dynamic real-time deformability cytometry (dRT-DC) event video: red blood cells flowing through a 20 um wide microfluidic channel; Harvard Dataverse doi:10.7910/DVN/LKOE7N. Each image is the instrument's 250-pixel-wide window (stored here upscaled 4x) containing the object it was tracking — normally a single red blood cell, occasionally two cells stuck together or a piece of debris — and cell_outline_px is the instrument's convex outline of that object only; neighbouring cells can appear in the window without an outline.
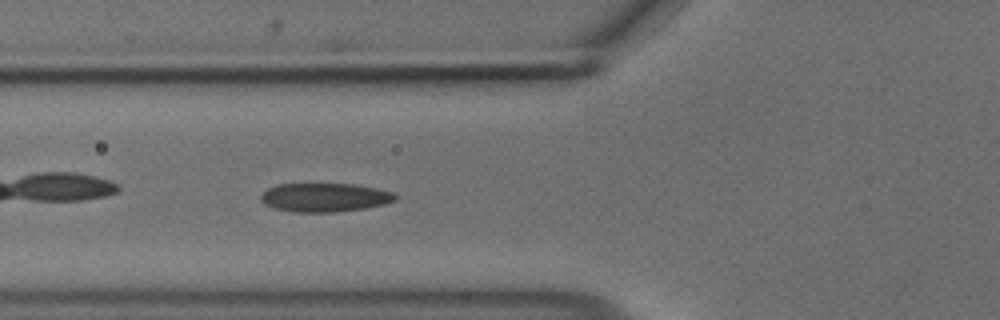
{"species": "common noctule bat (a hibernating species)", "species_latin": "Nyctalus noctula", "temperature_condition": "cold", "stored_images_in_passage": 36, "camera_frame_rate_fps": 3000, "um_per_image_px": 0.085, "animal": {"sex": "male", "body_mass_g": 18.8}, "frame": {"image": 1, "passage_image": 4, "time_ms": 1.0, "image_size_px": [1000, 320], "cell_outline_px": [[396, 200], [384, 204], [364, 208], [336, 212], [296, 212], [272, 208], [264, 204], [260, 200], [260, 196], [268, 188], [276, 184], [352, 184], [376, 188], [392, 192], [396, 196]], "centroid_in_image_um": [27.56, 16.78], "position_along_channel_um": 98.2, "area_um2": 22.48}}
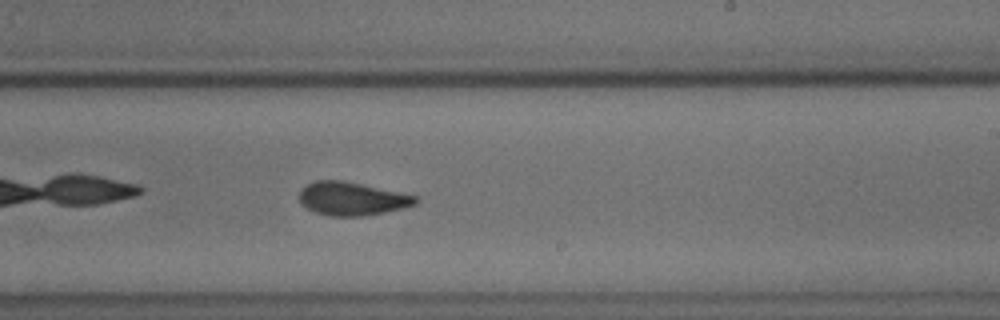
{"frame": {"image": 2, "passage_image": 17, "time_ms": 5.333, "image_size_px": [1000, 320], "cell_outline_px": [[420, 200], [416, 204], [404, 208], [364, 216], [328, 216], [316, 212], [300, 204], [300, 192], [308, 184], [316, 180], [344, 180], [420, 196]], "centroid_in_image_um": [29.98, 16.89], "position_along_channel_um": 259.0, "area_um2": 22.72}}
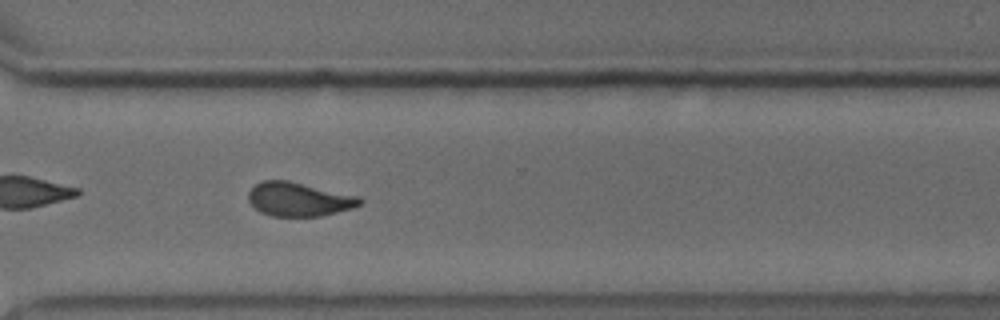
{"frame": {"image": 3, "passage_image": 24, "time_ms": 7.667, "image_size_px": [1000, 320], "cell_outline_px": [[364, 200], [360, 204], [352, 208], [320, 216], [272, 216], [260, 212], [248, 200], [248, 192], [256, 184], [264, 180], [288, 180], [360, 196]], "centroid_in_image_um": [25.41, 16.93], "position_along_channel_um": 345.2, "area_um2": 21.96}}